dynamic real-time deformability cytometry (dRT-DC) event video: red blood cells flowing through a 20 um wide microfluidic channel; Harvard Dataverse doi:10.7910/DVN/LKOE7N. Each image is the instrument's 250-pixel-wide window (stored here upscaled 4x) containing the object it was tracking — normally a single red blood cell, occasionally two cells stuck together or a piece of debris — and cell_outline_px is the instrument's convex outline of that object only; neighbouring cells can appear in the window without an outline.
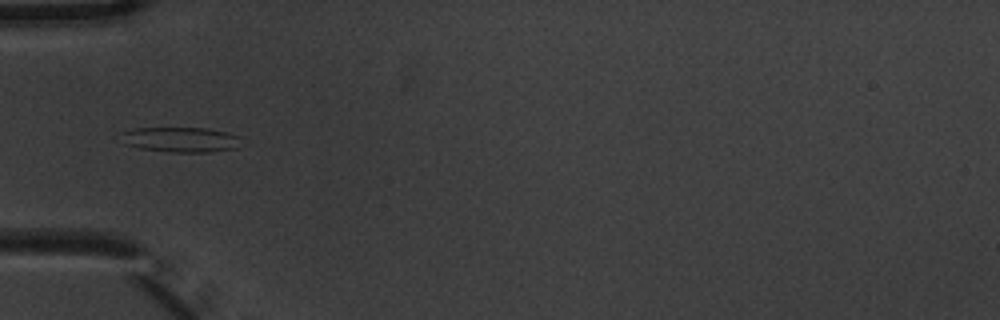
{"species": "common noctule bat (a hibernating species)", "species_latin": "Nyctalus noctula", "temperature_condition": "warm", "stored_images_in_passage": 3, "camera_frame_rate_fps": 3000, "um_per_image_px": 0.085, "animal": {"sex": "male", "body_mass_g": 20.1, "forearm_length_mm": 53.5}, "frame": {"image": 1, "passage_image": 2, "time_ms": 0.333, "image_size_px": [1000, 320], "cell_outline_px": [[240, 136], [236, 148], [212, 152], [168, 152], [140, 148], [124, 144], [120, 132], [136, 128], [204, 128], [224, 132]], "centroid_in_image_um": [15.31, 11.87], "position_along_channel_um": 69.7, "area_um2": 17.46}}
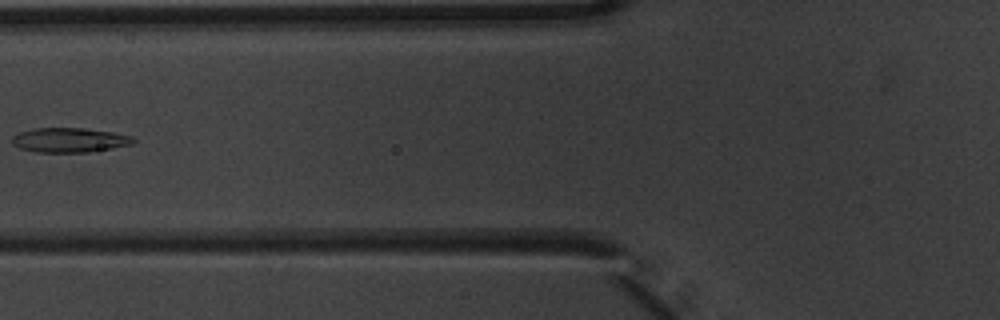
{"frame": {"image": 2, "passage_image": 3, "time_ms": 0.667, "image_size_px": [1000, 320], "cell_outline_px": [[136, 140], [132, 144], [112, 148], [88, 152], [36, 152], [20, 148], [12, 144], [12, 136], [20, 132], [32, 128], [84, 128], [112, 132], [132, 136]], "centroid_in_image_um": [5.89, 11.9], "position_along_channel_um": 119.9, "area_um2": 17.34}}